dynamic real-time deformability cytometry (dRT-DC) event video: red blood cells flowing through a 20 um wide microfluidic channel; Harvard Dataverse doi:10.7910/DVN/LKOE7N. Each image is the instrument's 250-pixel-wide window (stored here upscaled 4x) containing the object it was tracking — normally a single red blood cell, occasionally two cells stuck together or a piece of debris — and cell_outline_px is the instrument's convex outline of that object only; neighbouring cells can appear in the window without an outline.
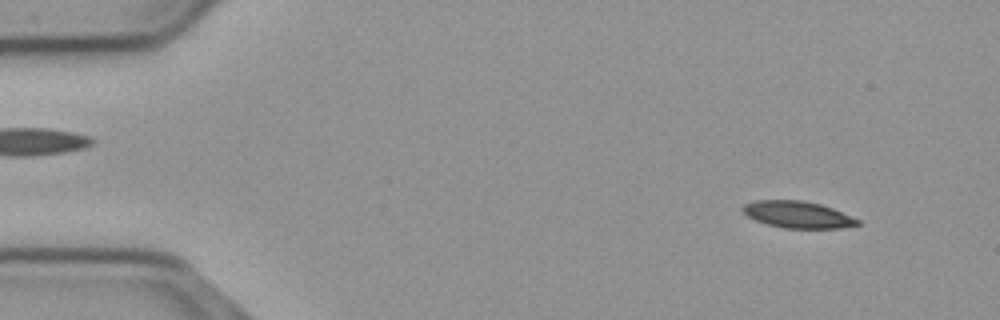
{"species": "common noctule bat (a hibernating species)", "species_latin": "Nyctalus noctula", "temperature_condition": "cold", "stored_images_in_passage": 43, "camera_frame_rate_fps": 3000, "um_per_image_px": 0.085, "animal": {"sex": "male", "body_mass_g": 23.1, "forearm_length_mm": 52.7}, "frame": {"image": 1, "passage_image": 5, "time_ms": 1.333, "image_size_px": [1000, 320], "cell_outline_px": [[860, 224], [840, 228], [784, 228], [768, 224], [756, 220], [748, 216], [740, 208], [744, 204], [752, 200], [800, 200], [820, 204], [832, 208], [860, 220]], "centroid_in_image_um": [67.78, 18.23], "position_along_channel_um": 17.2, "area_um2": 17.8}}
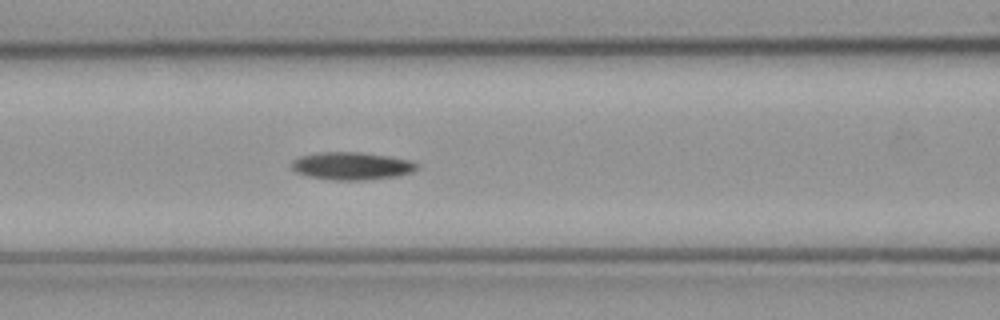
{"frame": {"image": 2, "passage_image": 23, "time_ms": 7.333, "image_size_px": [1000, 320], "cell_outline_px": [[420, 168], [412, 172], [400, 176], [364, 180], [332, 180], [308, 176], [296, 172], [292, 168], [292, 160], [300, 156], [316, 152], [360, 152], [388, 156], [412, 160], [420, 164]], "centroid_in_image_um": [29.94, 14.1], "position_along_channel_um": 136.7, "area_um2": 20.52}}
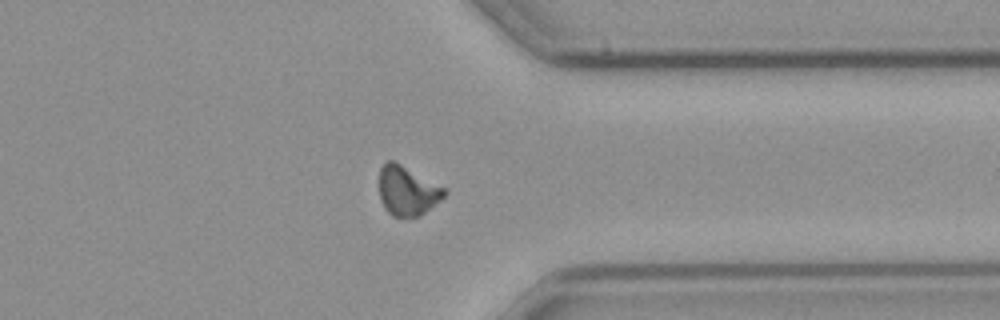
{"frame": {"image": 3, "passage_image": 43, "time_ms": 14.0, "image_size_px": [1000, 320], "cell_outline_px": [[448, 192], [440, 200], [420, 216], [392, 216], [384, 208], [380, 200], [380, 168], [388, 160], [396, 160], [448, 188]], "centroid_in_image_um": [34.66, 16.17], "position_along_channel_um": 376.7, "area_um2": 19.13}, "authors_computed_cell_mechanics": {"area_um2": 19.3052, "velocity_mm_per_s": 3.6833, "shape_relaxation_time_tau1_ms": 7.4779, "shape_relaxation_time_tau2_ms": null, "deformation_change_tau1": 0.1772, "deformation_change_tau2": null}}